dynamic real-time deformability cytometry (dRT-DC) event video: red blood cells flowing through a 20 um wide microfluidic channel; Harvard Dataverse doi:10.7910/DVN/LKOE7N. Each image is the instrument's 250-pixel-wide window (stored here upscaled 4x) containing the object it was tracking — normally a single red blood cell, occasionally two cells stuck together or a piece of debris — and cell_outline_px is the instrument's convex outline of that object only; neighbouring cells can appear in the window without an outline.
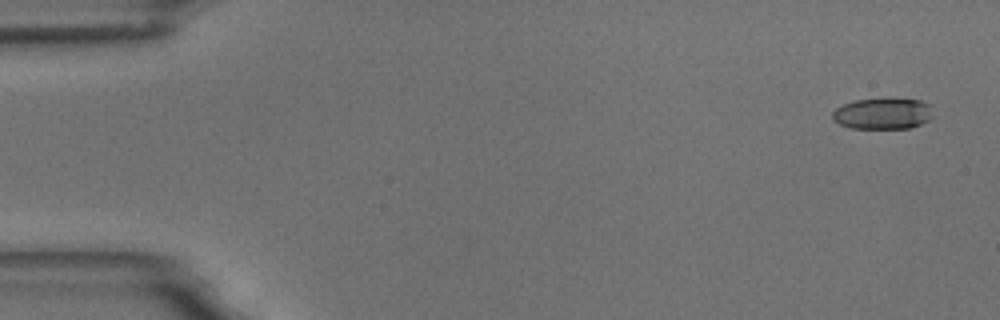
{"species": "common noctule bat (a hibernating species)", "species_latin": "Nyctalus noctula", "temperature_condition": "room temperature", "stored_images_in_passage": 5, "camera_frame_rate_fps": 3000, "um_per_image_px": 0.085, "animal": {"sex": "male", "body_mass_g": 18.8}, "frame": {"image": 1, "passage_image": 1, "time_ms": 0.0, "image_size_px": [1000, 320], "cell_outline_px": [[936, 116], [912, 128], [852, 128], [840, 124], [832, 120], [832, 112], [836, 108], [852, 100], [888, 96], [896, 96], [920, 100], [928, 104]], "centroid_in_image_um": [75.07, 9.6], "position_along_channel_um": 9.9, "area_um2": 19.13}}
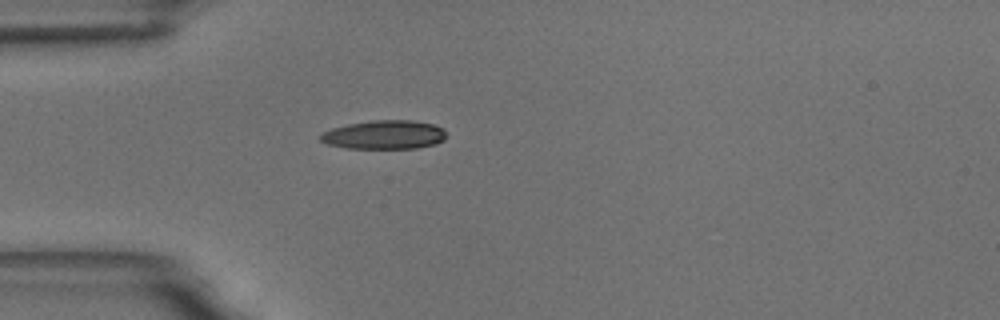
{"frame": {"image": 2, "passage_image": 5, "time_ms": 4.667, "image_size_px": [1000, 320], "cell_outline_px": [[448, 136], [444, 140], [436, 144], [416, 148], [348, 148], [328, 144], [320, 140], [320, 136], [324, 132], [332, 128], [348, 124], [372, 120], [408, 120], [432, 124], [444, 128]], "centroid_in_image_um": [32.72, 11.45], "position_along_channel_um": 52.3, "area_um2": 21.1}}